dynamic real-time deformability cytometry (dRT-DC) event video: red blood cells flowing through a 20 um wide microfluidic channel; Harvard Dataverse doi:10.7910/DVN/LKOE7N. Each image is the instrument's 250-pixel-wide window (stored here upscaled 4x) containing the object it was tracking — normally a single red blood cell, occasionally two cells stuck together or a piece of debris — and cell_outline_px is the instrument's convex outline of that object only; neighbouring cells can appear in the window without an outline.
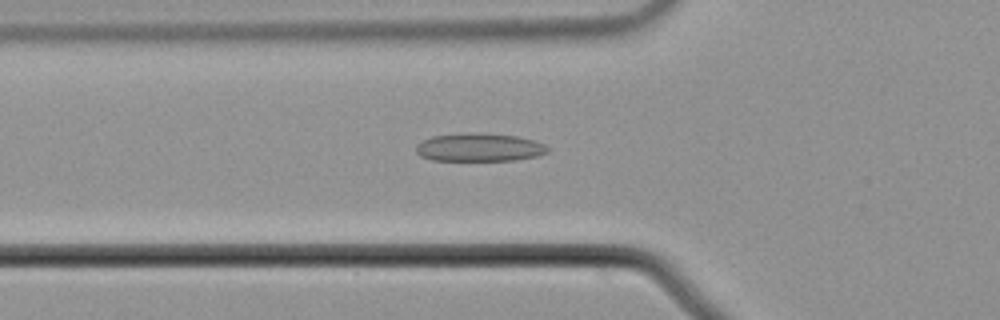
{"species": "common noctule bat (a hibernating species)", "species_latin": "Nyctalus noctula", "temperature_condition": "cold", "stored_images_in_passage": 56, "camera_frame_rate_fps": 3000, "um_per_image_px": 0.085, "animal": {"sex": "male", "body_mass_g": 21.5, "forearm_length_mm": 52.0}, "frame": {"image": 1, "passage_image": 20, "time_ms": 6.333, "image_size_px": [1000, 320], "cell_outline_px": [[548, 152], [540, 156], [516, 160], [432, 160], [420, 156], [416, 152], [416, 144], [432, 136], [516, 136], [532, 140], [544, 144], [548, 148]], "centroid_in_image_um": [40.77, 12.59], "position_along_channel_um": 85.0, "area_um2": 20.35}}
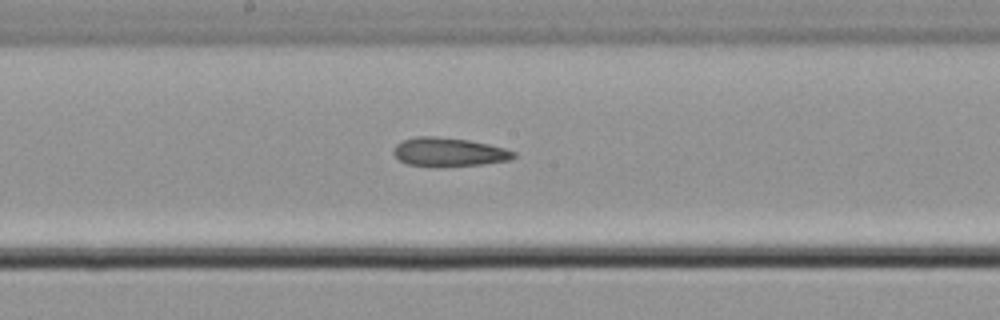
{"frame": {"image": 2, "passage_image": 30, "time_ms": 9.667, "image_size_px": [1000, 320], "cell_outline_px": [[516, 156], [508, 160], [484, 164], [444, 168], [436, 168], [408, 164], [400, 160], [392, 152], [396, 144], [404, 140], [416, 136], [436, 136], [468, 140], [488, 144], [504, 148], [516, 152]], "centroid_in_image_um": [38.14, 12.95], "position_along_channel_um": 210.1, "area_um2": 20.46}}
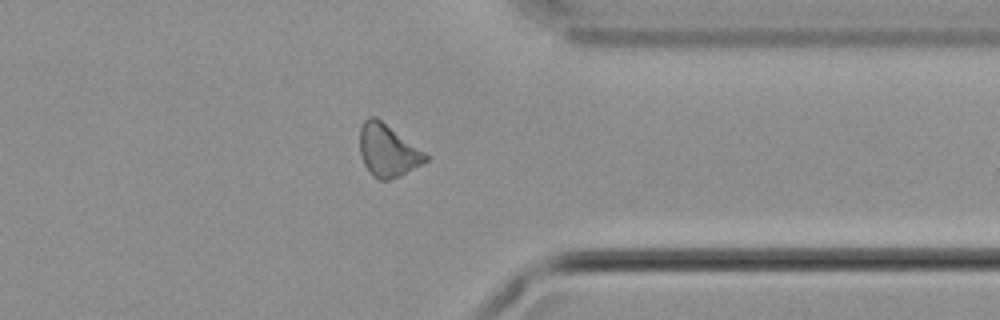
{"frame": {"image": 3, "passage_image": 44, "time_ms": 14.333, "image_size_px": [1000, 320], "cell_outline_px": [[428, 160], [400, 176], [388, 180], [380, 180], [372, 176], [368, 172], [360, 156], [360, 128], [364, 120], [368, 116], [376, 116], [424, 152], [428, 156]], "centroid_in_image_um": [32.92, 12.8], "position_along_channel_um": 378.5, "area_um2": 20.0}, "authors_computed_cell_mechanics": {"area_um2": 20.808, "velocity_mm_per_s": 3.7396, "shape_relaxation_time_tau1_ms": null, "shape_relaxation_time_tau2_ms": 5.5777, "deformation_change_tau1": null, "deformation_change_tau2": 0.1621}}